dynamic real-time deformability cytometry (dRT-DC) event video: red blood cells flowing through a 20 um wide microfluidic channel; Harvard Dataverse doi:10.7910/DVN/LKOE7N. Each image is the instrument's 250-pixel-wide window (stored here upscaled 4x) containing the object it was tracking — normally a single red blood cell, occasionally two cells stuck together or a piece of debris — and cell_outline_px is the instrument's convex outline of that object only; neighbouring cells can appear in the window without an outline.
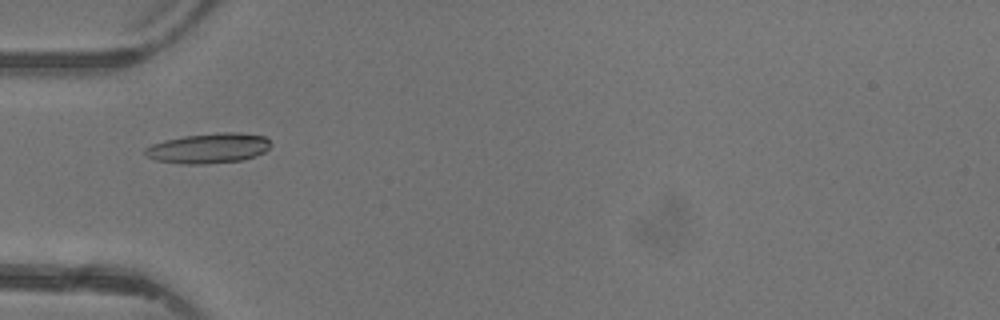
{"species": "common noctule bat (a hibernating species)", "species_latin": "Nyctalus noctula", "temperature_condition": "warm", "stored_images_in_passage": 5, "camera_frame_rate_fps": 3000, "um_per_image_px": 0.085, "animal": {"sex": "female"}, "frame": {"image": 1, "passage_image": 5, "time_ms": 4.667, "image_size_px": [1000, 320], "cell_outline_px": [[272, 144], [264, 152], [256, 156], [244, 160], [204, 164], [184, 164], [156, 160], [148, 156], [144, 152], [144, 148], [152, 144], [164, 140], [184, 136], [216, 132], [240, 132], [264, 136]], "centroid_in_image_um": [17.75, 12.59], "position_along_channel_um": 67.3, "area_um2": 22.14}}